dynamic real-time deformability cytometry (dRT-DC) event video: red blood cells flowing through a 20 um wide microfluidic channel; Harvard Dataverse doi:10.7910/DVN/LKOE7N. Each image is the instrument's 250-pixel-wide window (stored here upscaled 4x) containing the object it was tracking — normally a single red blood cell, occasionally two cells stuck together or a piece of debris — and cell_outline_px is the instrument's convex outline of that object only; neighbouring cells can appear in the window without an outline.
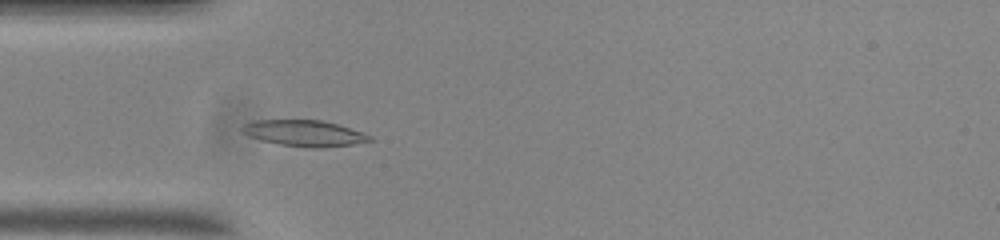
{"species": "common noctule bat (a hibernating species)", "species_latin": "Nyctalus noctula", "temperature_condition": "room temperature", "stored_images_in_passage": 46, "camera_frame_rate_fps": 3000, "um_per_image_px": 0.085, "animal": {"sex": "male", "body_mass_g": 20.0, "forearm_length_mm": 53.3}, "frame": {"image": 1, "passage_image": 7, "time_ms": 2.0, "image_size_px": [1000, 240], "cell_outline_px": [[376, 140], [352, 144], [316, 148], [312, 148], [280, 144], [248, 136], [240, 132], [240, 128], [244, 124], [256, 120], [320, 120], [336, 124], [372, 136]], "centroid_in_image_um": [25.84, 11.32], "position_along_channel_um": 59.2, "area_um2": 19.13}}
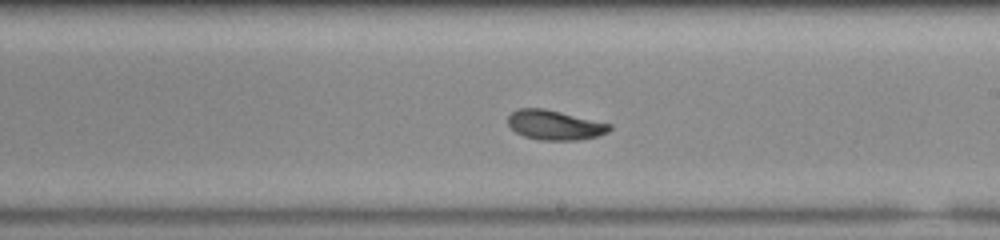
{"frame": {"image": 2, "passage_image": 22, "time_ms": 7.0, "image_size_px": [1000, 240], "cell_outline_px": [[612, 128], [608, 132], [596, 136], [580, 140], [540, 140], [524, 136], [516, 132], [508, 124], [508, 116], [512, 112], [520, 108], [544, 108], [612, 124]], "centroid_in_image_um": [47.16, 10.63], "position_along_channel_um": 241.8, "area_um2": 17.51}}
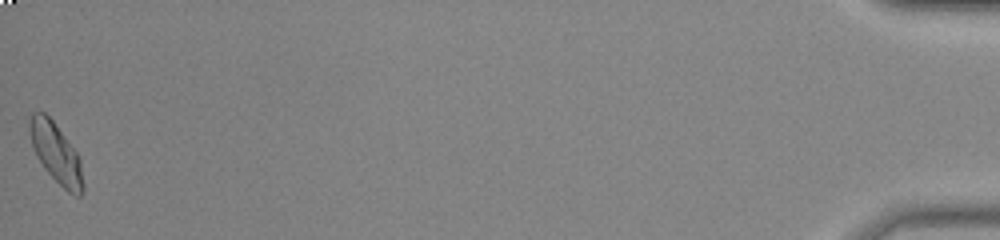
{"frame": {"image": 3, "passage_image": 46, "time_ms": 15.0, "image_size_px": [1000, 240], "cell_outline_px": [[84, 192], [80, 196], [76, 196], [68, 192], [44, 168], [36, 156], [32, 148], [28, 132], [28, 120], [32, 112], [44, 112], [52, 120], [76, 152], [80, 160], [84, 184]], "centroid_in_image_um": [4.73, 13.01], "position_along_channel_um": 430.5, "area_um2": 18.67}, "authors_computed_cell_mechanics": {"area_um2": 17.9469, "velocity_mm_per_s": 3.6791, "shape_relaxation_time_tau1_ms": 3.2434, "shape_relaxation_time_tau2_ms": 3.2608, "deformation_change_tau1": 0.1333, "deformation_change_tau2": 0.0764}}